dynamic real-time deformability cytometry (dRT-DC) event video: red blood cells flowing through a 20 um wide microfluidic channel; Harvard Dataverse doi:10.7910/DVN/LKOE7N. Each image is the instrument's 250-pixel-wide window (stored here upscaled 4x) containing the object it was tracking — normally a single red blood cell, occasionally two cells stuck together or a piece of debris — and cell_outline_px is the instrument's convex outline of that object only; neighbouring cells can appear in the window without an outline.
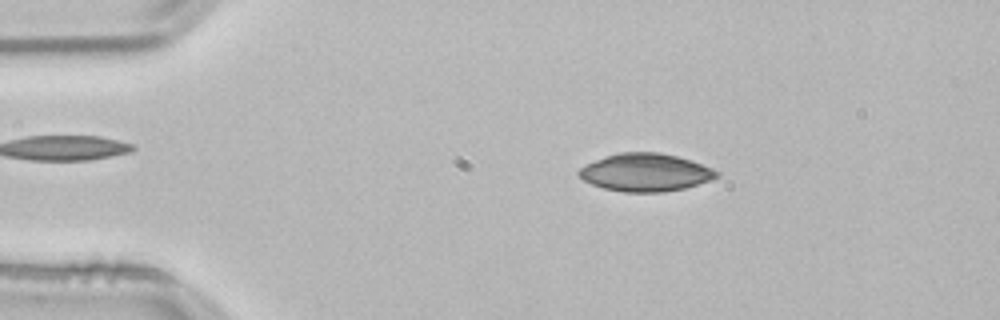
{"species": "common noctule bat (a hibernating species)", "species_latin": "Nyctalus noctula", "temperature_condition": "room temperature", "stored_images_in_passage": 52, "camera_frame_rate_fps": 3000, "um_per_image_px": 0.085, "animal": {"sex": "male", "body_mass_g": 21.5, "forearm_length_mm": 52.0}, "frame": {"image": 1, "passage_image": 9, "time_ms": 2.667, "image_size_px": [1000, 320], "cell_outline_px": [[720, 176], [712, 180], [684, 188], [664, 192], [624, 192], [604, 188], [592, 184], [584, 180], [576, 172], [580, 168], [604, 156], [620, 152], [660, 152], [692, 160], [704, 164], [720, 172]], "centroid_in_image_um": [54.91, 14.65], "position_along_channel_um": 30.1, "area_um2": 30.46}}
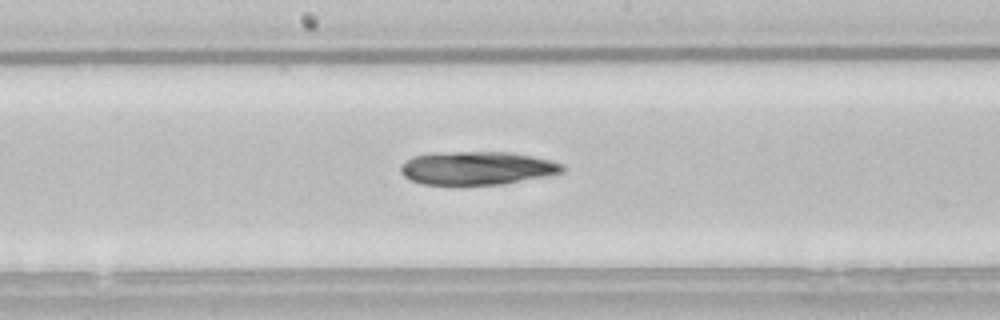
{"frame": {"image": 2, "passage_image": 27, "time_ms": 8.667, "image_size_px": [1000, 320], "cell_outline_px": [[564, 172], [504, 184], [420, 184], [404, 176], [400, 172], [400, 168], [404, 160], [412, 156], [428, 152], [512, 152], [552, 160], [564, 164]], "centroid_in_image_um": [40.52, 14.27], "position_along_channel_um": 207.7, "area_um2": 31.62}}
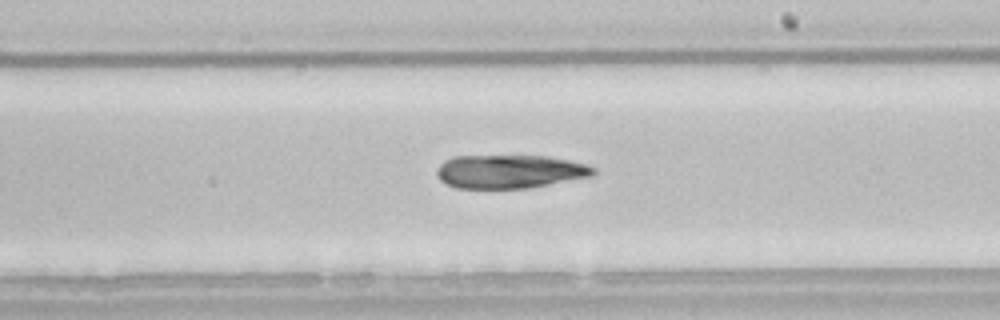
{"frame": {"image": 3, "passage_image": 30, "time_ms": 9.667, "image_size_px": [1000, 320], "cell_outline_px": [[596, 172], [592, 176], [528, 188], [456, 188], [440, 180], [436, 172], [440, 164], [444, 160], [452, 156], [548, 156], [568, 160], [584, 164], [596, 168]], "centroid_in_image_um": [43.32, 14.57], "position_along_channel_um": 245.7, "area_um2": 30.52}}